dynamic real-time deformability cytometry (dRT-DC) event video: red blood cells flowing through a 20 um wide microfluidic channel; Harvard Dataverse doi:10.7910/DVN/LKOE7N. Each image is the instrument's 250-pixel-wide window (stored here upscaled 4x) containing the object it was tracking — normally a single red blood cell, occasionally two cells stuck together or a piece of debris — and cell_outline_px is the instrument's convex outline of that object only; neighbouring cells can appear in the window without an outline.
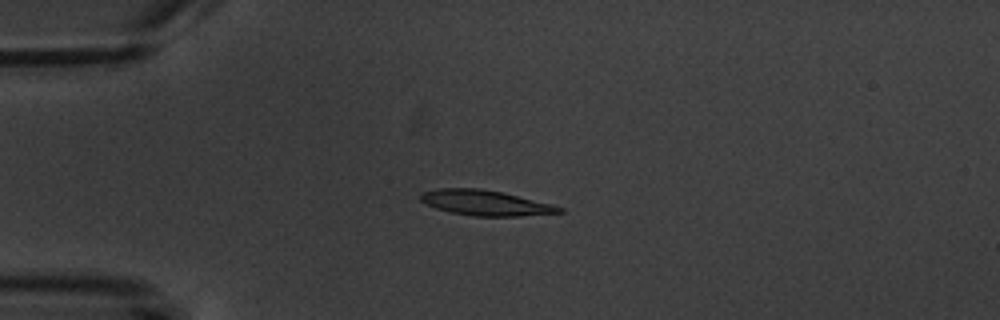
{"species": "common noctule bat (a hibernating species)", "species_latin": "Nyctalus noctula", "temperature_condition": "warm", "stored_images_in_passage": 7, "camera_frame_rate_fps": 3000, "um_per_image_px": 0.085, "animal": {"sex": "male", "body_mass_g": 20.1, "forearm_length_mm": 53.5}, "frame": {"image": 1, "passage_image": 4, "time_ms": 4.667, "image_size_px": [1000, 320], "cell_outline_px": [[564, 212], [520, 216], [472, 216], [452, 212], [436, 208], [420, 200], [420, 192], [440, 188], [480, 188], [504, 192], [552, 204], [564, 208]], "centroid_in_image_um": [41.28, 17.23], "position_along_channel_um": 43.7, "area_um2": 20.46}}